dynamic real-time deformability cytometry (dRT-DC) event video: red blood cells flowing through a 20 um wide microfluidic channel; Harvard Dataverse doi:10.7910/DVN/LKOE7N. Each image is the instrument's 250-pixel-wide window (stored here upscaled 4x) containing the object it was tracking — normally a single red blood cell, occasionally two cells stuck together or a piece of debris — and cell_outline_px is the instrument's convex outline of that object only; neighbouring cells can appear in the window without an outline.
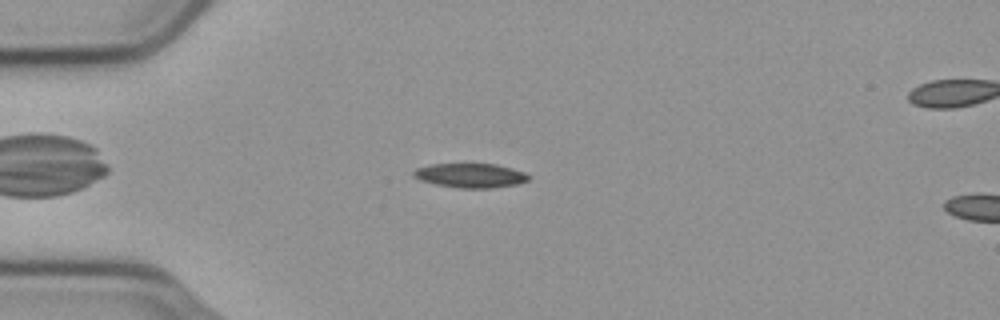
{"species": "common noctule bat (a hibernating species)", "species_latin": "Nyctalus noctula", "temperature_condition": "cold", "stored_images_in_passage": 51, "camera_frame_rate_fps": 3000, "um_per_image_px": 0.085, "animal": {"sex": "male", "body_mass_g": 23.1, "forearm_length_mm": 52.7}, "frame": {"image": 1, "passage_image": 10, "time_ms": 3.0, "image_size_px": [1000, 320], "cell_outline_px": [[532, 176], [528, 180], [516, 184], [492, 188], [460, 188], [436, 184], [420, 180], [412, 176], [412, 172], [416, 168], [432, 164], [496, 164], [512, 168], [524, 172]], "centroid_in_image_um": [39.99, 14.91], "position_along_channel_um": 45.0, "area_um2": 16.3}}
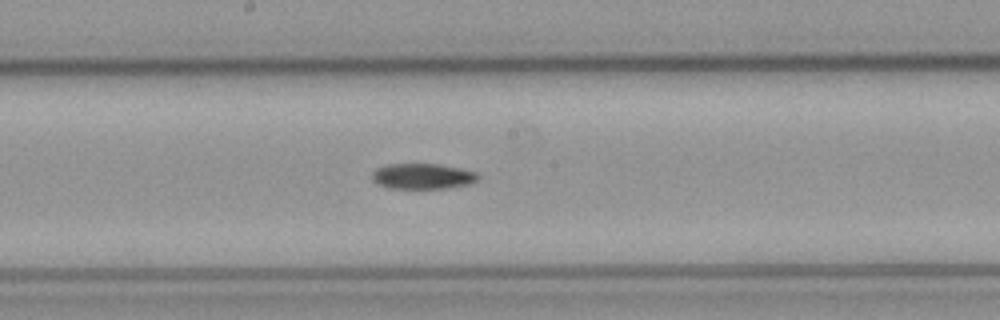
{"frame": {"image": 2, "passage_image": 25, "time_ms": 8.0, "image_size_px": [1000, 320], "cell_outline_px": [[480, 176], [472, 184], [444, 188], [388, 188], [376, 184], [372, 180], [372, 172], [376, 168], [388, 164], [436, 164], [460, 168], [476, 172]], "centroid_in_image_um": [35.9, 14.98], "position_along_channel_um": 212.3, "area_um2": 15.84}}
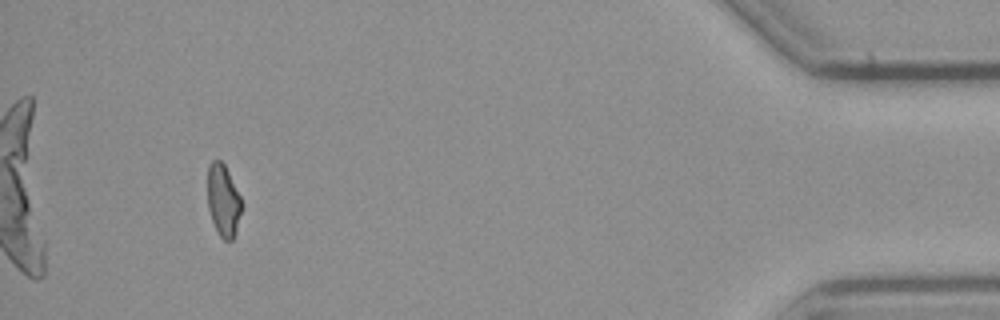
{"frame": {"image": 3, "passage_image": 47, "time_ms": 15.333, "image_size_px": [1000, 320], "cell_outline_px": [[240, 212], [236, 232], [232, 240], [224, 240], [220, 236], [212, 220], [208, 208], [208, 164], [212, 160], [220, 160], [224, 164], [240, 196]], "centroid_in_image_um": [18.95, 17.02], "position_along_channel_um": 416.2, "area_um2": 13.93}}